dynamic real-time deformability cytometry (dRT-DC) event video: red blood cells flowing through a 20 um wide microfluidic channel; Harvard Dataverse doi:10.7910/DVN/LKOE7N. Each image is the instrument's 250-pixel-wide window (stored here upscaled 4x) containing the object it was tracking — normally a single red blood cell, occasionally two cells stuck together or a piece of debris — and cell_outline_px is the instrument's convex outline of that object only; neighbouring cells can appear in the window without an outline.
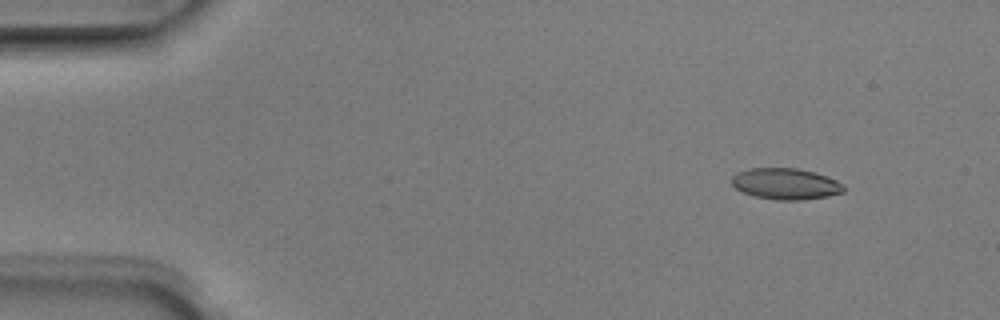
{"species": "Egyptian fruit bat (a non-hibernating species)", "species_latin": "Rousettus aegyptiacus", "temperature_condition": "room temperature", "stored_images_in_passage": 5, "camera_frame_rate_fps": 3000, "um_per_image_px": 0.085, "animal": {"sex": "male"}, "frame": {"image": 1, "passage_image": 2, "time_ms": 0.333, "image_size_px": [1000, 320], "cell_outline_px": [[844, 192], [828, 196], [800, 200], [776, 200], [756, 196], [744, 192], [736, 188], [732, 184], [732, 176], [736, 172], [748, 168], [796, 168], [816, 172], [828, 176], [844, 184]], "centroid_in_image_um": [66.8, 15.61], "position_along_channel_um": 18.2, "area_um2": 20.46}}
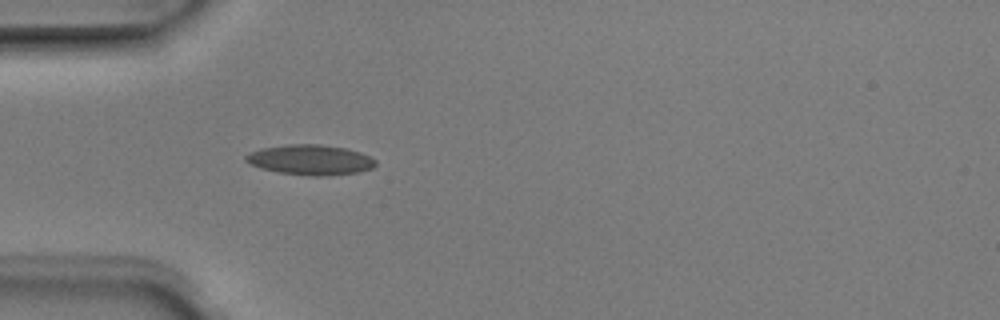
{"frame": {"image": 2, "passage_image": 5, "time_ms": 1.333, "image_size_px": [1000, 320], "cell_outline_px": [[376, 164], [372, 168], [356, 172], [328, 176], [312, 176], [276, 172], [260, 168], [244, 160], [244, 156], [252, 152], [264, 148], [288, 144], [320, 144], [344, 148], [360, 152], [376, 160]], "centroid_in_image_um": [26.38, 13.59], "position_along_channel_um": 58.6, "area_um2": 22.66}}